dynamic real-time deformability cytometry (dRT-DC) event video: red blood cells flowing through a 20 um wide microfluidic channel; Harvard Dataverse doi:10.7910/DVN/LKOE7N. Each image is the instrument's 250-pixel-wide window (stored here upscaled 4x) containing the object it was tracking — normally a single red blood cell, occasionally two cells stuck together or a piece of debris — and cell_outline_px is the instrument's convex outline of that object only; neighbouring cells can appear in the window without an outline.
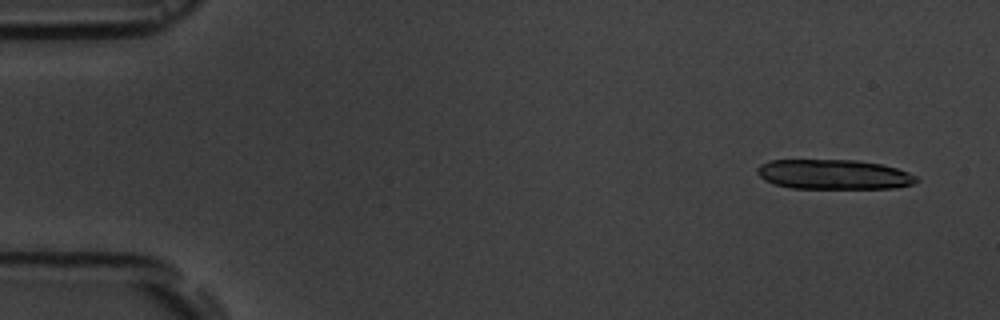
{"species": "common noctule bat (a hibernating species)", "species_latin": "Nyctalus noctula", "temperature_condition": "room temperature", "stored_images_in_passage": 5, "camera_frame_rate_fps": 3000, "um_per_image_px": 0.085, "animal": {"sex": "male", "body_mass_g": 19.5, "forearm_length_mm": 54.6}, "frame": {"image": 1, "passage_image": 1, "time_ms": 0.0, "image_size_px": [1000, 320], "cell_outline_px": [[920, 180], [912, 184], [896, 188], [792, 188], [776, 184], [764, 180], [756, 172], [756, 168], [760, 164], [772, 160], [856, 160], [880, 164], [896, 168], [908, 172], [916, 176]], "centroid_in_image_um": [70.87, 14.82], "position_along_channel_um": 14.1, "area_um2": 27.57}}